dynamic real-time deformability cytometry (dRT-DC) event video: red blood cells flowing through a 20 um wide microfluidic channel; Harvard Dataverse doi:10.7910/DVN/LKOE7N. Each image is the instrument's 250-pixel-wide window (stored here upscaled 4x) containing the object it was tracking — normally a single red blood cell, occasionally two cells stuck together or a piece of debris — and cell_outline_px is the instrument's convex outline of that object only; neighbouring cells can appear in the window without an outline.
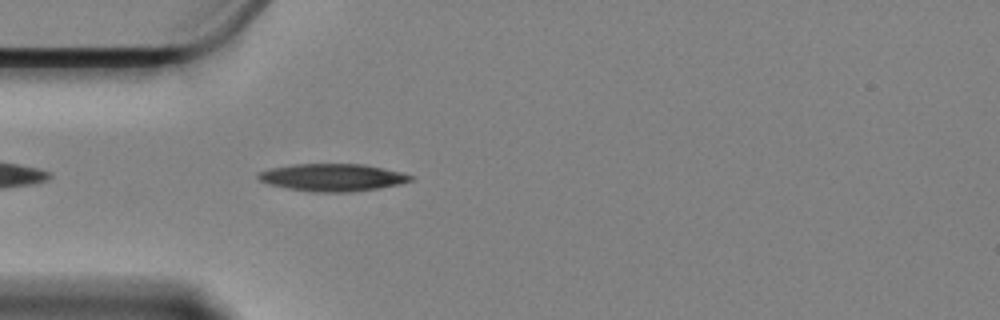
{"species": "Egyptian fruit bat (a non-hibernating species)", "species_latin": "Rousettus aegyptiacus", "temperature_condition": "cold", "stored_images_in_passage": 44, "camera_frame_rate_fps": 3000, "um_per_image_px": 0.085, "animal": {"sex": "female"}, "frame": {"image": 1, "passage_image": 3, "time_ms": 0.667, "image_size_px": [1000, 320], "cell_outline_px": [[412, 180], [396, 184], [376, 188], [348, 192], [316, 192], [288, 188], [268, 184], [260, 180], [256, 176], [260, 172], [272, 168], [292, 164], [364, 164], [400, 172], [412, 176]], "centroid_in_image_um": [28.21, 15.07], "position_along_channel_um": 56.8, "area_um2": 23.87}}
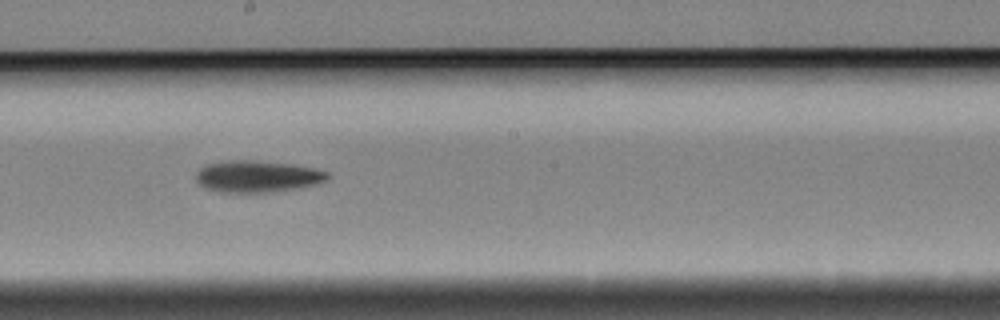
{"frame": {"image": 2, "passage_image": 18, "time_ms": 5.667, "image_size_px": [1000, 320], "cell_outline_px": [[328, 176], [324, 180], [316, 184], [276, 192], [220, 192], [208, 188], [200, 184], [196, 180], [196, 172], [200, 168], [208, 164], [232, 160], [248, 160], [288, 164], [312, 168], [328, 172]], "centroid_in_image_um": [21.84, 15.0], "position_along_channel_um": 226.4, "area_um2": 23.81}}
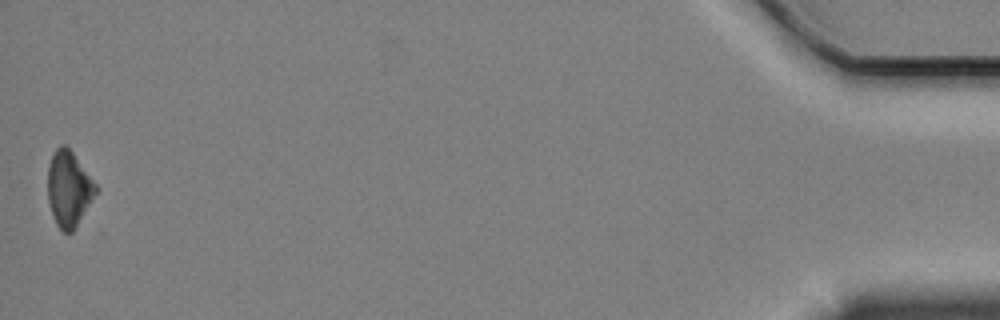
{"frame": {"image": 3, "passage_image": 44, "time_ms": 14.333, "image_size_px": [1000, 320], "cell_outline_px": [[100, 188], [72, 232], [64, 232], [56, 224], [52, 216], [48, 200], [48, 164], [56, 148], [60, 144], [64, 144], [72, 152]], "centroid_in_image_um": [5.85, 16.04], "position_along_channel_um": 429.3, "area_um2": 21.1}, "authors_computed_cell_mechanics": {"area_um2": 22.8599, "velocity_mm_per_s": 3.4399, "shape_relaxation_time_tau1_ms": 6.9677, "shape_relaxation_time_tau2_ms": null, "deformation_change_tau1": 0.1478, "deformation_change_tau2": null}}